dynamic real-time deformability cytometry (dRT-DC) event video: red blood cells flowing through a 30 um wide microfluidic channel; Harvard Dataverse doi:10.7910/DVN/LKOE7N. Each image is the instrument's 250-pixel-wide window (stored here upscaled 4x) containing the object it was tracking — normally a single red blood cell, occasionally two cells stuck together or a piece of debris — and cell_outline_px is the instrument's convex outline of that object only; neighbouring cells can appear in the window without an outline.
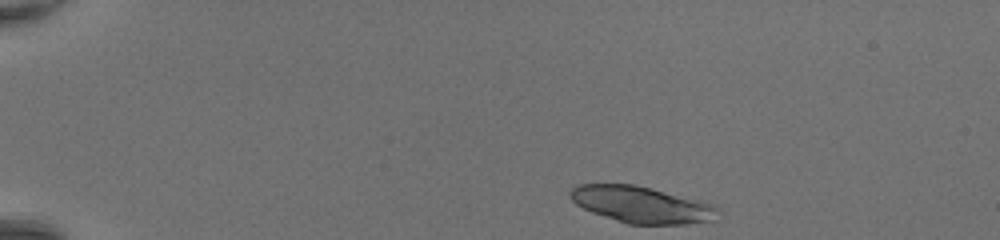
{"species": "common noctule bat (a hibernating species)", "species_latin": "Nyctalus noctula", "temperature_condition": "room temperature", "stored_images_in_passage": 40, "segment_of_instrument_passage": [1, 2], "camera_frame_rate_fps": 3000, "um_per_image_px": 0.085, "animal": {"sex": "female", "body_mass_g": 20.0, "forearm_length_mm": 54.0}, "frame": {"image": 1, "passage_image": 1, "time_ms": 0.0, "image_size_px": [1000, 240], "cell_outline_px": [[716, 208], [712, 220], [688, 224], [628, 224], [592, 212], [576, 204], [568, 196], [568, 192], [572, 188], [580, 184], [636, 184], [700, 200], [712, 204]], "centroid_in_image_um": [54.46, 17.38], "position_along_channel_um": 30.5, "area_um2": 31.15}}